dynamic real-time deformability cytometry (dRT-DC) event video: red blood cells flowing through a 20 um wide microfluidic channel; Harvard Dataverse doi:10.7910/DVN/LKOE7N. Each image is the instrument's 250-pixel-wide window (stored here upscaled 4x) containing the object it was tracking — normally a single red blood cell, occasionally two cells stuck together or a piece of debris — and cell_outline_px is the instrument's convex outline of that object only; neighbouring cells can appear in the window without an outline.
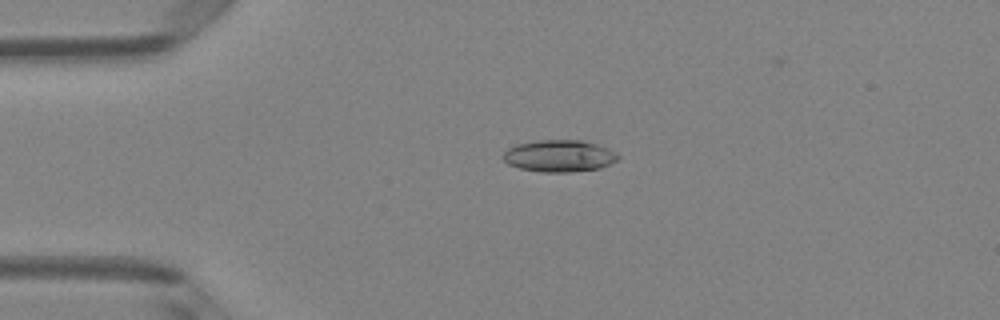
{"species": "Egyptian fruit bat (a non-hibernating species)", "species_latin": "Rousettus aegyptiacus", "temperature_condition": "room temperature", "stored_images_in_passage": 6, "camera_frame_rate_fps": 3000, "um_per_image_px": 0.085, "animal": {"sex": "female"}, "frame": {"image": 1, "passage_image": 4, "time_ms": 1.0, "image_size_px": [1000, 320], "cell_outline_px": [[620, 156], [616, 160], [600, 168], [568, 172], [544, 172], [520, 168], [508, 164], [504, 160], [504, 152], [508, 148], [516, 144], [536, 140], [580, 140], [596, 144], [608, 148], [616, 152]], "centroid_in_image_um": [47.53, 13.24], "position_along_channel_um": 37.5, "area_um2": 21.21}}
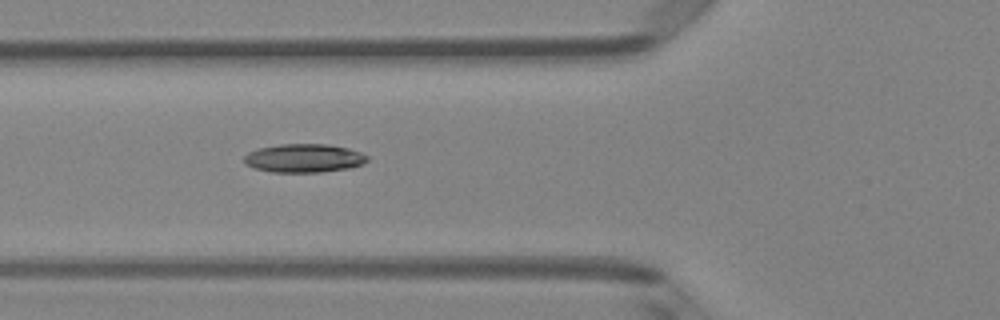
{"frame": {"image": 2, "passage_image": 6, "time_ms": 1.667, "image_size_px": [1000, 320], "cell_outline_px": [[368, 160], [364, 164], [348, 168], [320, 172], [272, 172], [252, 168], [244, 164], [244, 156], [248, 152], [260, 148], [280, 144], [328, 144], [348, 148], [360, 152], [368, 156]], "centroid_in_image_um": [25.82, 13.45], "position_along_channel_um": 100.0, "area_um2": 20.58}}